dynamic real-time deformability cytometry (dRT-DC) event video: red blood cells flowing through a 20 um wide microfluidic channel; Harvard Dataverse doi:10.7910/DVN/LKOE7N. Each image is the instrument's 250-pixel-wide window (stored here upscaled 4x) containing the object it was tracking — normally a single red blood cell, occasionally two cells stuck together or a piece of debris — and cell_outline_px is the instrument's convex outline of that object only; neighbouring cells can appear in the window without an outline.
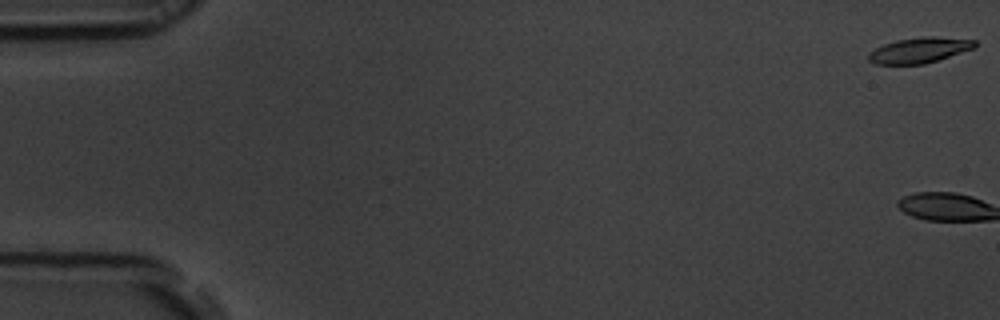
{"species": "common noctule bat (a hibernating species)", "species_latin": "Nyctalus noctula", "temperature_condition": "room temperature", "stored_images_in_passage": 3, "camera_frame_rate_fps": 3000, "um_per_image_px": 0.085, "animal": {"sex": "male", "body_mass_g": 19.5, "forearm_length_mm": 54.6}, "frame": {"image": 1, "passage_image": 1, "time_ms": 0.0, "image_size_px": [1000, 320], "cell_outline_px": [[976, 48], [924, 64], [876, 64], [868, 60], [868, 52], [884, 44], [896, 40], [924, 36], [932, 36], [976, 40]], "centroid_in_image_um": [78.15, 4.26], "position_along_channel_um": 6.8, "area_um2": 15.78}}